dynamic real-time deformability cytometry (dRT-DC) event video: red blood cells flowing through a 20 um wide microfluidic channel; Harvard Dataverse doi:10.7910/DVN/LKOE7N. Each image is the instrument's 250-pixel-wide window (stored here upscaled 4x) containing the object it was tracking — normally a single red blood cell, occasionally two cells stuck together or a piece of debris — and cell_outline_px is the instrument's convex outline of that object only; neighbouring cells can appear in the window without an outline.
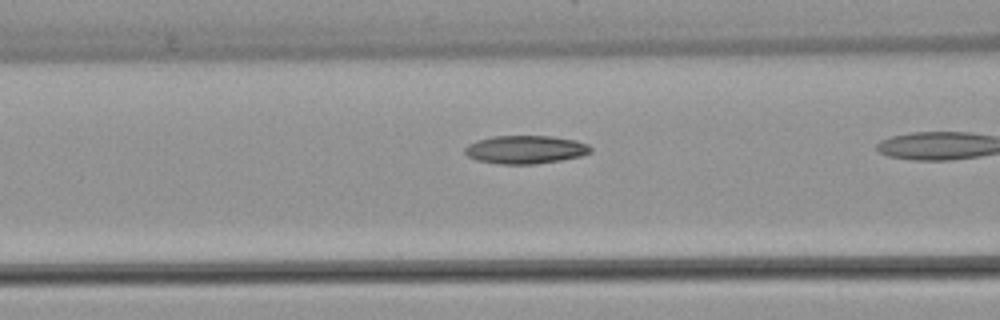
{"species": "common noctule bat (a hibernating species)", "species_latin": "Nyctalus noctula", "temperature_condition": "warm", "stored_images_in_passage": 18, "camera_frame_rate_fps": 3000, "um_per_image_px": 0.085, "animal": {"sex": "female", "body_mass_g": 22.7, "forearm_length_mm": 54.2}, "frame": {"image": 1, "passage_image": 16, "time_ms": 5.0, "image_size_px": [1000, 320], "cell_outline_px": [[592, 152], [580, 156], [560, 160], [536, 164], [500, 164], [476, 160], [468, 156], [464, 152], [464, 148], [468, 144], [476, 140], [492, 136], [552, 136], [576, 140], [588, 144], [592, 148]], "centroid_in_image_um": [44.65, 12.71], "position_along_channel_um": 121.9, "area_um2": 20.81}}